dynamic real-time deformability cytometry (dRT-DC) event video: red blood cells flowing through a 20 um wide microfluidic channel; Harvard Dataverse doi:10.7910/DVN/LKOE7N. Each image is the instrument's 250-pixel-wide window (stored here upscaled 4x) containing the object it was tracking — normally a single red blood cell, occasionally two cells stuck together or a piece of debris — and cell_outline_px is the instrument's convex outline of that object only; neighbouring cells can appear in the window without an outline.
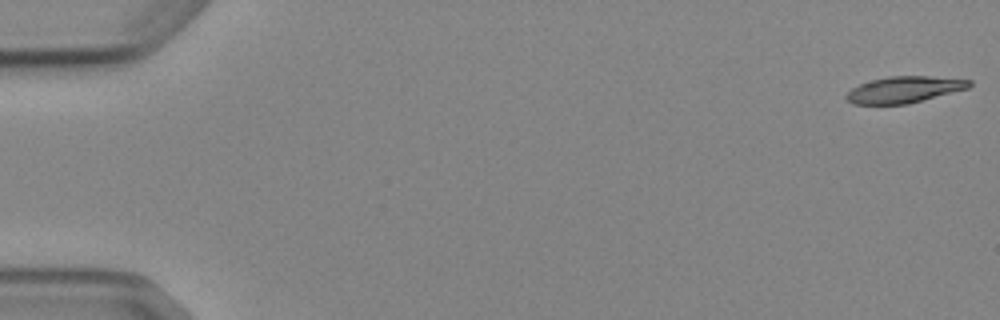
{"species": "Egyptian fruit bat (a non-hibernating species)", "species_latin": "Rousettus aegyptiacus", "temperature_condition": "cold", "stored_images_in_passage": 5, "camera_frame_rate_fps": 3000, "um_per_image_px": 0.085, "animal": {"sex": "female"}, "frame": {"image": 1, "passage_image": 1, "time_ms": 0.0, "image_size_px": [1000, 320], "cell_outline_px": [[972, 84], [968, 88], [908, 104], [852, 104], [844, 96], [852, 88], [860, 84], [872, 80], [888, 76], [928, 76], [972, 80]], "centroid_in_image_um": [76.85, 7.61], "position_along_channel_um": 8.1, "area_um2": 18.79}}
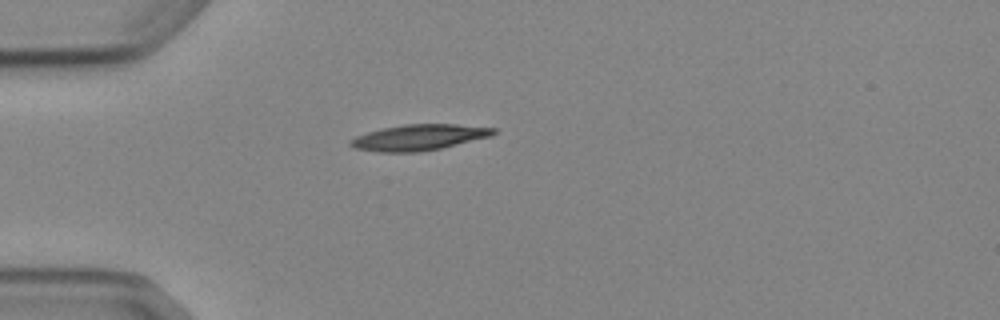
{"frame": {"image": 2, "passage_image": 5, "time_ms": 4.667, "image_size_px": [1000, 320], "cell_outline_px": [[496, 132], [492, 136], [440, 148], [420, 152], [376, 152], [352, 148], [348, 144], [348, 140], [356, 136], [380, 128], [404, 124], [456, 124], [496, 128]], "centroid_in_image_um": [35.56, 11.68], "position_along_channel_um": 49.4, "area_um2": 21.73}}